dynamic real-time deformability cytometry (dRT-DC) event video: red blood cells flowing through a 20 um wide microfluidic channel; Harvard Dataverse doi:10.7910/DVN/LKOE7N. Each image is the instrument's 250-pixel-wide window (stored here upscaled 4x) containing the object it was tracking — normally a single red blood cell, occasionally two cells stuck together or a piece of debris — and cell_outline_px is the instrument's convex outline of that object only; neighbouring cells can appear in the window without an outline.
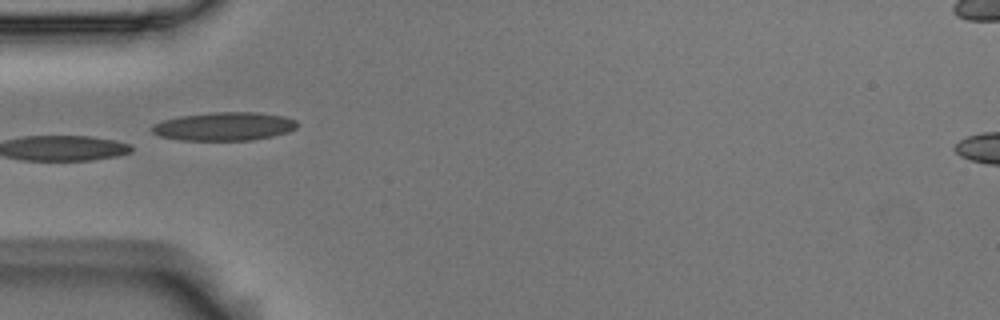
{"species": "Egyptian fruit bat (a non-hibernating species)", "species_latin": "Rousettus aegyptiacus", "temperature_condition": "room temperature", "stored_images_in_passage": 8, "camera_frame_rate_fps": 3000, "um_per_image_px": 0.085, "animal": {"sex": "male"}, "frame": {"image": 1, "passage_image": 6, "time_ms": 1.667, "image_size_px": [1000, 320], "cell_outline_px": [[300, 124], [296, 128], [288, 132], [272, 136], [252, 140], [180, 140], [160, 136], [152, 132], [148, 128], [152, 124], [164, 120], [180, 116], [212, 112], [256, 112], [288, 116], [296, 120]], "centroid_in_image_um": [19.08, 10.73], "position_along_channel_um": 65.9, "area_um2": 24.33}}
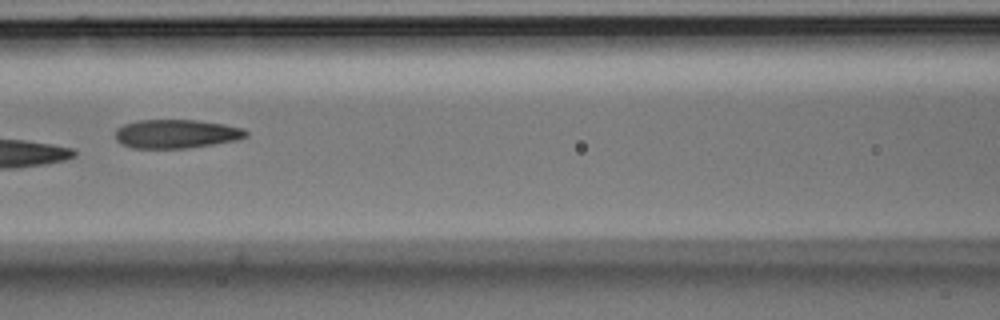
{"frame": {"image": 2, "passage_image": 8, "time_ms": 2.333, "image_size_px": [1000, 320], "cell_outline_px": [[248, 136], [236, 140], [212, 144], [184, 148], [132, 148], [116, 140], [116, 128], [124, 124], [136, 120], [196, 120], [224, 124], [244, 128], [248, 132]], "centroid_in_image_um": [14.99, 11.37], "position_along_channel_um": 151.6, "area_um2": 21.85}}